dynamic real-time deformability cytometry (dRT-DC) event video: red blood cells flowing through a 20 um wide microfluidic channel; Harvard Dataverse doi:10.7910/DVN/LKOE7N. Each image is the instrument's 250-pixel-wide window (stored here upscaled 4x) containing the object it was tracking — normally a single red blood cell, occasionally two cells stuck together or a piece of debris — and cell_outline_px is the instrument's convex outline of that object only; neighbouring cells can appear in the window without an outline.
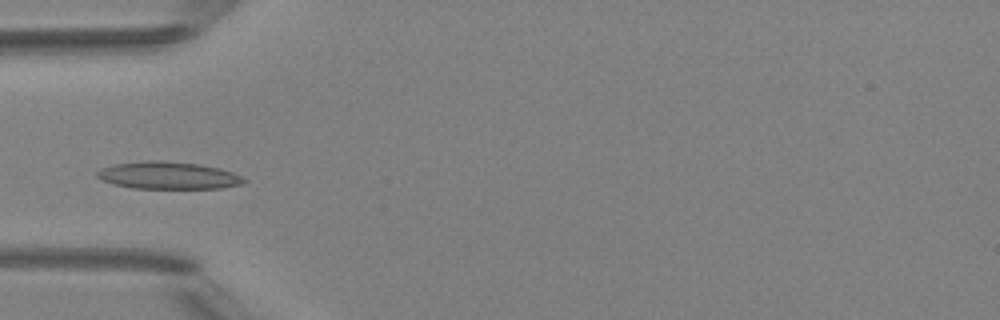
{"species": "Egyptian fruit bat (a non-hibernating species)", "species_latin": "Rousettus aegyptiacus", "temperature_condition": "room temperature", "stored_images_in_passage": 5, "camera_frame_rate_fps": 3000, "um_per_image_px": 0.085, "animal": {"sex": "female"}, "frame": {"image": 1, "passage_image": 4, "time_ms": 3.667, "image_size_px": [1000, 320], "cell_outline_px": [[248, 180], [240, 184], [220, 188], [132, 188], [100, 180], [96, 176], [96, 172], [100, 168], [116, 164], [148, 160], [160, 160], [196, 164], [220, 168], [232, 172]], "centroid_in_image_um": [14.27, 14.91], "position_along_channel_um": 70.7, "area_um2": 23.18}}
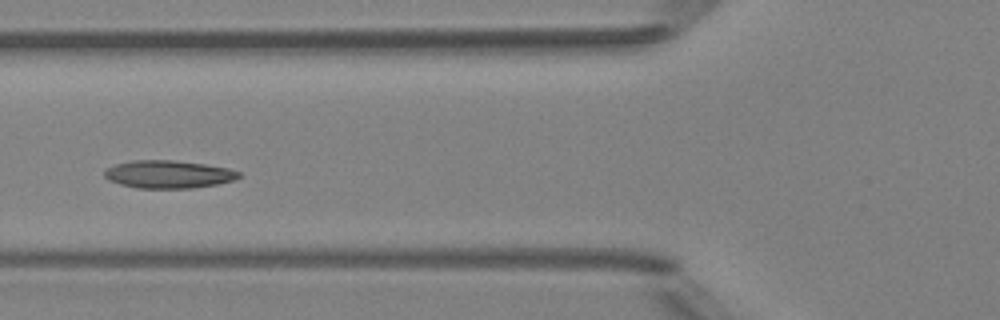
{"frame": {"image": 2, "passage_image": 5, "time_ms": 4.667, "image_size_px": [1000, 320], "cell_outline_px": [[240, 176], [232, 180], [216, 184], [192, 188], [136, 188], [120, 184], [108, 180], [104, 176], [104, 172], [108, 168], [116, 164], [132, 160], [172, 160], [204, 164], [228, 168], [240, 172]], "centroid_in_image_um": [14.28, 14.81], "position_along_channel_um": 111.5, "area_um2": 21.62}}